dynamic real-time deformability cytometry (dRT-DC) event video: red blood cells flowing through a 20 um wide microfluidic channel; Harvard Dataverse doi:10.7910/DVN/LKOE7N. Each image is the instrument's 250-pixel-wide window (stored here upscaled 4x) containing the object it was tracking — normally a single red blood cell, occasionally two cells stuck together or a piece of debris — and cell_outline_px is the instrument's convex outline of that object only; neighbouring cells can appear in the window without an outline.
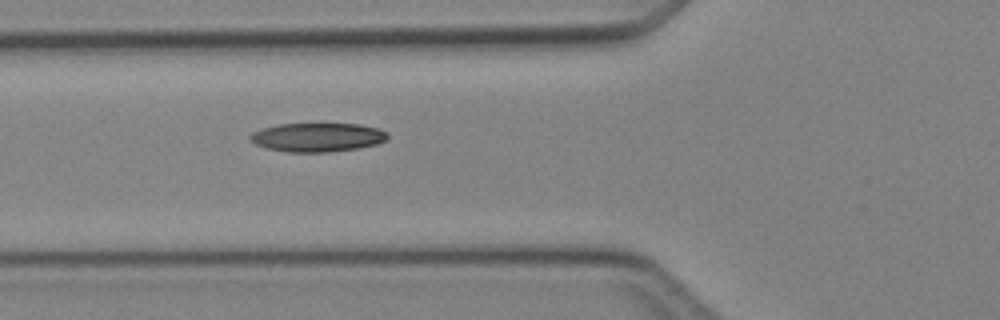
{"species": "Egyptian fruit bat (a non-hibernating species)", "species_latin": "Rousettus aegyptiacus", "temperature_condition": "cold", "stored_images_in_passage": 7, "camera_frame_rate_fps": 3000, "um_per_image_px": 0.085, "animal": {"sex": "female"}, "frame": {"image": 1, "passage_image": 7, "time_ms": 7.0, "image_size_px": [1000, 320], "cell_outline_px": [[388, 140], [376, 144], [360, 148], [328, 152], [288, 152], [268, 148], [256, 144], [248, 140], [248, 136], [252, 132], [260, 128], [280, 124], [360, 124], [380, 128], [388, 132]], "centroid_in_image_um": [27.0, 11.66], "position_along_channel_um": 98.8, "area_um2": 23.35}}